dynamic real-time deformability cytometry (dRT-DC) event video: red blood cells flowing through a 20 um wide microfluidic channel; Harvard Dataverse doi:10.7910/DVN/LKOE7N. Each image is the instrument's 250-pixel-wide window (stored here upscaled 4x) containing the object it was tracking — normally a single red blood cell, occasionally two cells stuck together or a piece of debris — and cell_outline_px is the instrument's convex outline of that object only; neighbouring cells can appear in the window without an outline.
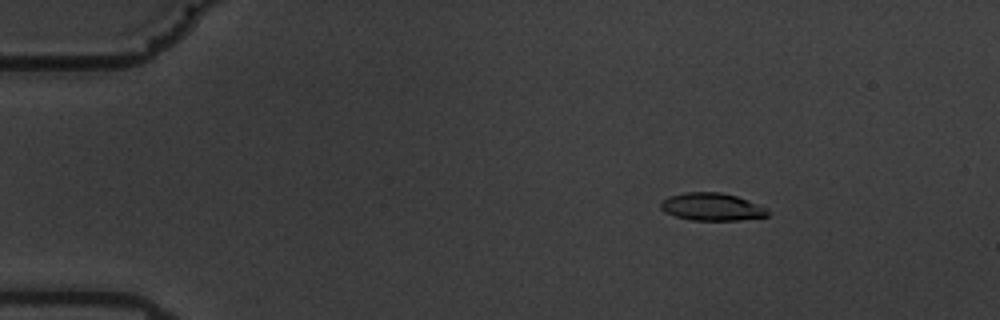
{"species": "common noctule bat (a hibernating species)", "species_latin": "Nyctalus noctula", "temperature_condition": "warm", "stored_images_in_passage": 58, "camera_frame_rate_fps": 3000, "um_per_image_px": 0.085, "animal": {"sex": "male", "body_mass_g": 19.5, "forearm_length_mm": 54.6}, "frame": {"image": 1, "passage_image": 9, "time_ms": 2.667, "image_size_px": [1000, 320], "cell_outline_px": [[772, 212], [768, 216], [740, 220], [692, 220], [676, 216], [664, 212], [660, 208], [660, 200], [668, 196], [684, 192], [720, 192], [736, 196], [748, 200], [768, 208]], "centroid_in_image_um": [60.52, 17.57], "position_along_channel_um": 24.5, "area_um2": 17.46}}
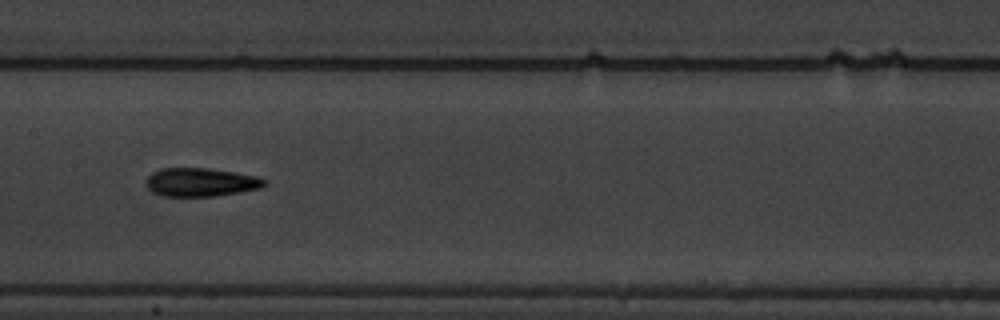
{"frame": {"image": 2, "passage_image": 30, "time_ms": 9.667, "image_size_px": [1000, 320], "cell_outline_px": [[268, 184], [260, 188], [240, 192], [212, 196], [164, 196], [152, 192], [144, 184], [144, 180], [152, 172], [160, 168], [208, 168], [236, 172], [256, 176], [268, 180]], "centroid_in_image_um": [17.05, 15.48], "position_along_channel_um": 190.3, "area_um2": 19.88}}
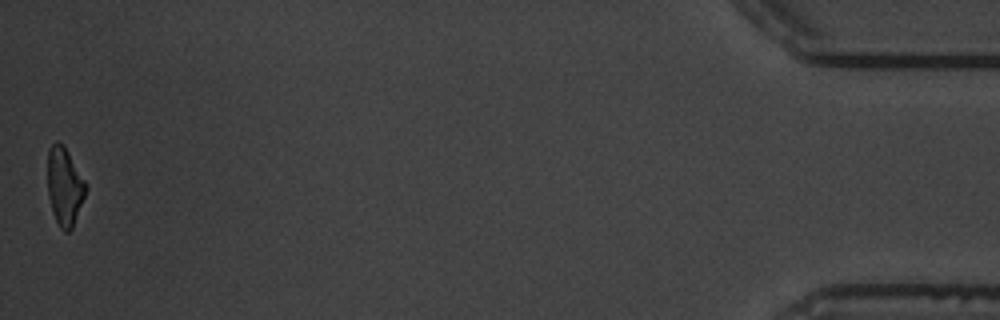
{"frame": {"image": 3, "passage_image": 58, "time_ms": 19.0, "image_size_px": [1000, 320], "cell_outline_px": [[88, 188], [72, 228], [68, 232], [64, 232], [60, 228], [52, 212], [48, 196], [48, 148], [56, 140], [64, 144], [88, 184]], "centroid_in_image_um": [5.5, 15.81], "position_along_channel_um": 429.7, "area_um2": 17.69}, "authors_computed_cell_mechanics": {"area_um2": 18.7272, "velocity_mm_per_s": 3.5223, "shape_relaxation_time_tau1_ms": 6.2392, "shape_relaxation_time_tau2_ms": 2.5038, "deformation_change_tau1": 0.1906, "deformation_change_tau2": 0.1105}}